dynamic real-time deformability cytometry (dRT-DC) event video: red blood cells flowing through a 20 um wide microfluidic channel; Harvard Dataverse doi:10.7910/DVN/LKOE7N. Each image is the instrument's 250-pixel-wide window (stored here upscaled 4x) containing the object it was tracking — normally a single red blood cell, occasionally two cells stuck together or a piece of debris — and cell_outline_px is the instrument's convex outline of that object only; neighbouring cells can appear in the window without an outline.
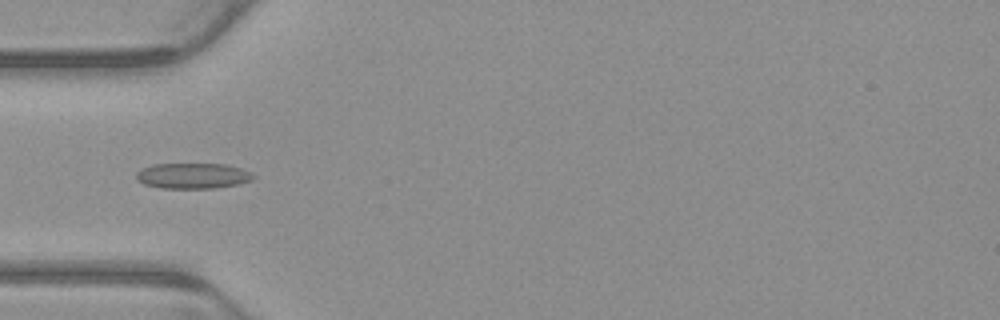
{"species": "common noctule bat (a hibernating species)", "species_latin": "Nyctalus noctula", "temperature_condition": "warm", "stored_images_in_passage": 4, "camera_frame_rate_fps": 3000, "um_per_image_px": 0.085, "animal": {"sex": "male", "body_mass_g": 23.1, "forearm_length_mm": 52.7}, "frame": {"image": 1, "passage_image": 4, "time_ms": 1.0, "image_size_px": [1000, 320], "cell_outline_px": [[256, 176], [252, 180], [236, 184], [216, 188], [160, 188], [144, 184], [136, 180], [136, 172], [152, 164], [228, 164], [252, 172]], "centroid_in_image_um": [16.39, 14.94], "position_along_channel_um": 68.6, "area_um2": 17.51}}